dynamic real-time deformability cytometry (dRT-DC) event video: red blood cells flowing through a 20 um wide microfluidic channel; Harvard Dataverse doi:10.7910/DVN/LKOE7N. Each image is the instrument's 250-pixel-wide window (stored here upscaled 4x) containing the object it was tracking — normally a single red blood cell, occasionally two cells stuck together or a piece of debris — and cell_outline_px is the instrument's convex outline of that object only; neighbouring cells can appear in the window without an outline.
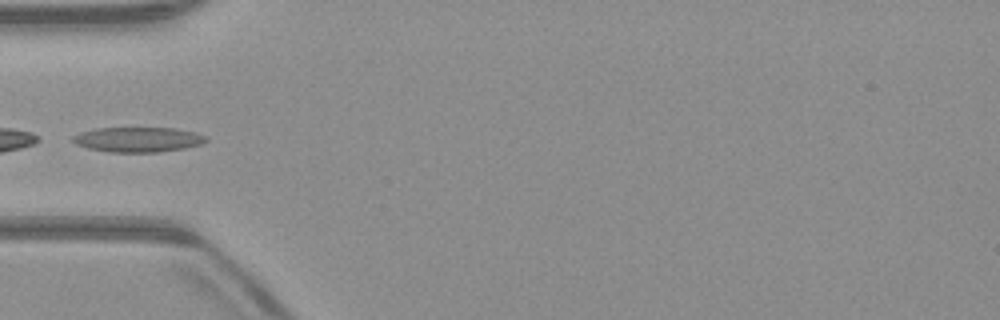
{"species": "common noctule bat (a hibernating species)", "species_latin": "Nyctalus noctula", "temperature_condition": "warm", "stored_images_in_passage": 34, "camera_frame_rate_fps": 3000, "um_per_image_px": 0.085, "animal": {"sex": "male", "body_mass_g": 23.1, "forearm_length_mm": 52.7}, "frame": {"image": 1, "passage_image": 1, "time_ms": 0.0, "image_size_px": [1000, 320], "cell_outline_px": [[208, 140], [200, 144], [184, 148], [156, 152], [108, 152], [88, 148], [76, 144], [72, 140], [72, 136], [80, 132], [96, 128], [176, 128], [196, 132], [208, 136]], "centroid_in_image_um": [11.74, 11.85], "position_along_channel_um": 73.3, "area_um2": 19.42}}
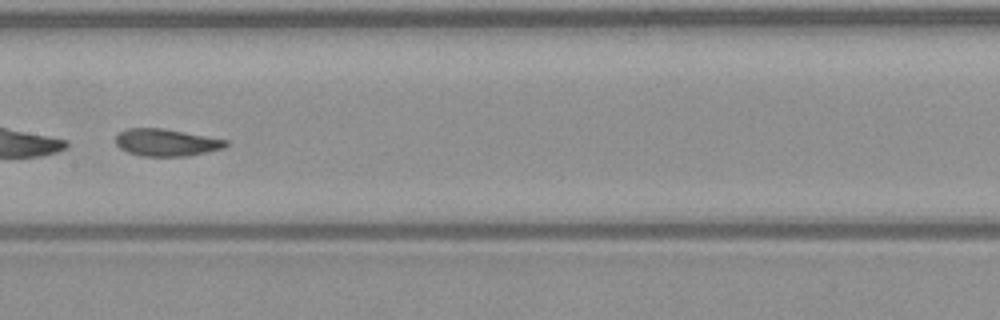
{"frame": {"image": 2, "passage_image": 10, "time_ms": 3.0, "image_size_px": [1000, 320], "cell_outline_px": [[228, 144], [224, 148], [188, 156], [140, 156], [128, 152], [120, 148], [116, 144], [116, 136], [120, 132], [128, 128], [164, 128], [228, 140]], "centroid_in_image_um": [14.14, 12.11], "position_along_channel_um": 193.3, "area_um2": 17.46}}
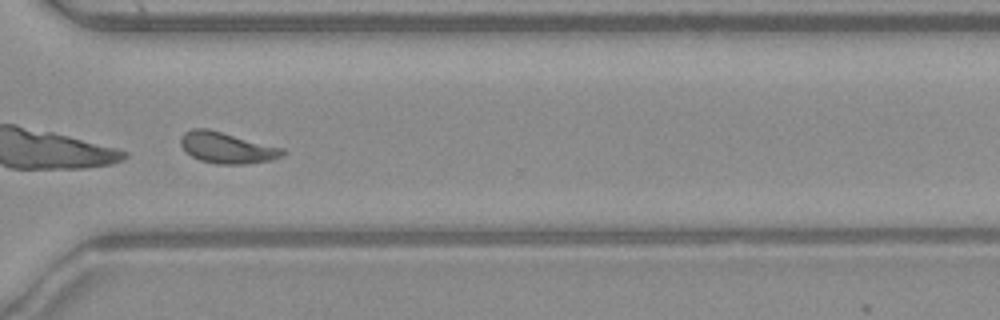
{"frame": {"image": 3, "passage_image": 22, "time_ms": 7.0, "image_size_px": [1000, 320], "cell_outline_px": [[288, 152], [272, 160], [244, 164], [216, 164], [200, 160], [192, 156], [180, 144], [180, 136], [184, 132], [192, 128], [208, 128], [284, 148]], "centroid_in_image_um": [19.29, 12.55], "position_along_channel_um": 351.3, "area_um2": 18.55}}